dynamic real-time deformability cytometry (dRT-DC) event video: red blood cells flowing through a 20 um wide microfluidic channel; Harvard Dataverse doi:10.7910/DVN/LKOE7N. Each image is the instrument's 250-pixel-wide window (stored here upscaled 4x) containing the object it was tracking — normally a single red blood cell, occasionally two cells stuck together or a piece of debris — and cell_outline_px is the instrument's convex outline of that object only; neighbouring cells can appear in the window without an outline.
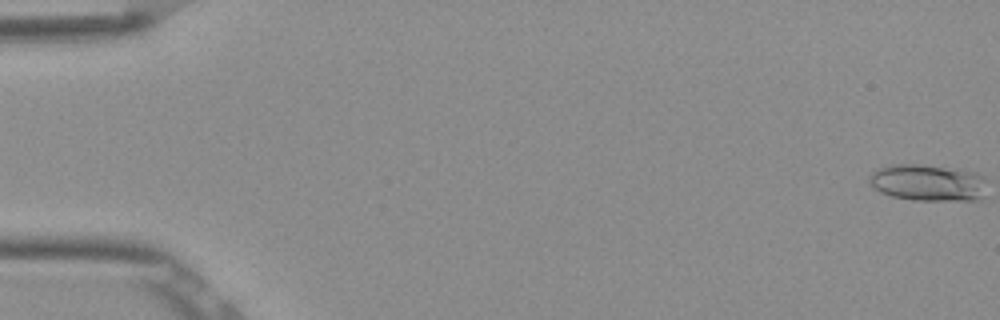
{"species": "Egyptian fruit bat (a non-hibernating species)", "species_latin": "Rousettus aegyptiacus", "temperature_condition": "room temperature", "stored_images_in_passage": 53, "camera_frame_rate_fps": 3000, "um_per_image_px": 0.085, "frame": {"image": 1, "passage_image": 1, "time_ms": 0.0, "image_size_px": [1000, 320], "cell_outline_px": [[984, 196], [980, 200], [912, 200], [892, 196], [880, 192], [872, 188], [868, 180], [868, 176], [872, 172], [888, 164], [916, 164], [960, 168], [976, 172], [980, 176]], "centroid_in_image_um": [78.8, 15.52], "position_along_channel_um": 6.2, "area_um2": 25.26}}
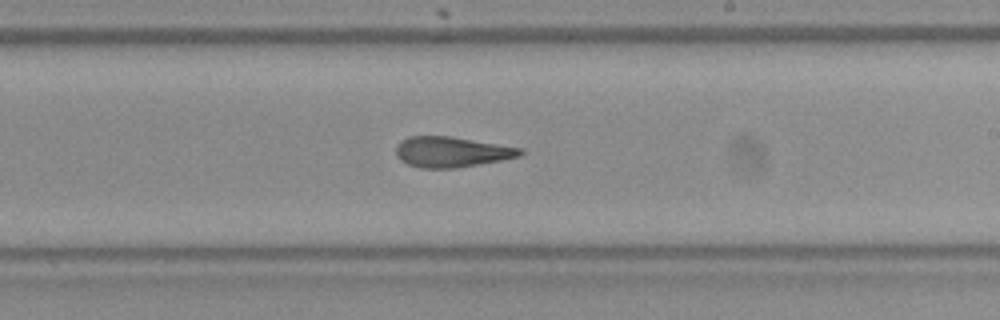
{"frame": {"image": 2, "passage_image": 32, "time_ms": 10.333, "image_size_px": [1000, 320], "cell_outline_px": [[524, 152], [520, 156], [500, 160], [452, 168], [420, 168], [408, 164], [400, 160], [396, 156], [396, 144], [400, 140], [408, 136], [452, 136], [524, 148]], "centroid_in_image_um": [38.36, 12.89], "position_along_channel_um": 250.6, "area_um2": 22.14}}
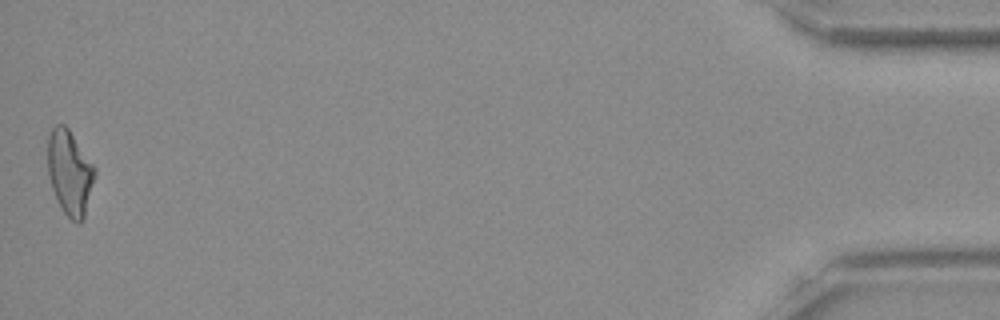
{"frame": {"image": 3, "passage_image": 53, "time_ms": 17.333, "image_size_px": [1000, 320], "cell_outline_px": [[96, 176], [84, 220], [80, 224], [76, 224], [64, 212], [52, 188], [48, 172], [48, 136], [52, 128], [56, 124], [64, 124], [68, 128], [96, 168]], "centroid_in_image_um": [5.96, 14.69], "position_along_channel_um": 429.2, "area_um2": 23.29}, "authors_computed_cell_mechanics": {"area_um2": 22.3686, "velocity_mm_per_s": 3.8841, "shape_relaxation_time_tau1_ms": null, "shape_relaxation_time_tau2_ms": 2.3146, "deformation_change_tau1": null, "deformation_change_tau2": 0.1222}}